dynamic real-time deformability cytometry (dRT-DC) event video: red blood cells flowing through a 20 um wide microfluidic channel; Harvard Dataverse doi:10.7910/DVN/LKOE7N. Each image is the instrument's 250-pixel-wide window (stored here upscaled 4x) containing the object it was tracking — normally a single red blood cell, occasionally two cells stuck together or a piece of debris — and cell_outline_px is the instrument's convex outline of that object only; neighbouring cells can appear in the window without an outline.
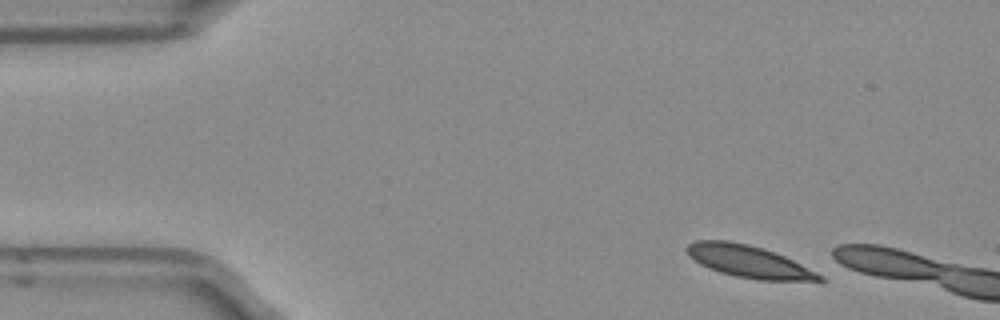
{"species": "Egyptian fruit bat (a non-hibernating species)", "species_latin": "Rousettus aegyptiacus", "temperature_condition": "room temperature", "stored_images_in_passage": 3, "camera_frame_rate_fps": 3000, "um_per_image_px": 0.085, "frame": {"image": 1, "passage_image": 1, "time_ms": 0.0, "image_size_px": [1000, 320], "cell_outline_px": [[828, 280], [756, 280], [736, 276], [720, 272], [708, 268], [700, 264], [688, 256], [684, 248], [688, 244], [696, 240], [728, 240], [748, 244], [784, 256], [824, 276]], "centroid_in_image_um": [63.57, 22.22], "position_along_channel_um": 21.4, "area_um2": 24.62}}